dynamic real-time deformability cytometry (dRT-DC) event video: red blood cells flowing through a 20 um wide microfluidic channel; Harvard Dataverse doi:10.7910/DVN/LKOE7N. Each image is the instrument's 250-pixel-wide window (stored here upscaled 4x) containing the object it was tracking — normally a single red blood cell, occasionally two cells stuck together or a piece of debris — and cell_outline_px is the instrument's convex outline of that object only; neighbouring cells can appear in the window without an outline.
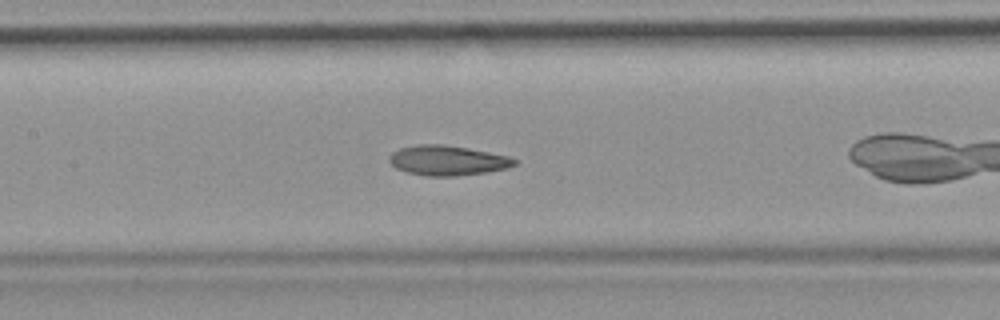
{"species": "common noctule bat (a hibernating species)", "species_latin": "Nyctalus noctula", "temperature_condition": "room temperature", "stored_images_in_passage": 34, "camera_frame_rate_fps": 3000, "um_per_image_px": 0.085, "animal": {"sex": "female", "body_mass_g": 19.9}, "frame": {"image": 1, "passage_image": 6, "time_ms": 1.667, "image_size_px": [1000, 320], "cell_outline_px": [[520, 160], [516, 164], [508, 168], [488, 172], [456, 176], [428, 176], [408, 172], [396, 168], [388, 160], [388, 156], [392, 152], [400, 148], [416, 144], [444, 144], [468, 148], [508, 156]], "centroid_in_image_um": [38.05, 13.63], "position_along_channel_um": 169.3, "area_um2": 21.96}, "authors_computed_cell_mechanics": {"area_um2": 21.5016, "velocity_mm_per_s": 3.9034, "shape_relaxation_time_tau1_ms": 5.6138, "shape_relaxation_time_tau2_ms": 1.5028, "deformation_change_tau1": 0.1418, "deformation_change_tau2": 0.0702}}